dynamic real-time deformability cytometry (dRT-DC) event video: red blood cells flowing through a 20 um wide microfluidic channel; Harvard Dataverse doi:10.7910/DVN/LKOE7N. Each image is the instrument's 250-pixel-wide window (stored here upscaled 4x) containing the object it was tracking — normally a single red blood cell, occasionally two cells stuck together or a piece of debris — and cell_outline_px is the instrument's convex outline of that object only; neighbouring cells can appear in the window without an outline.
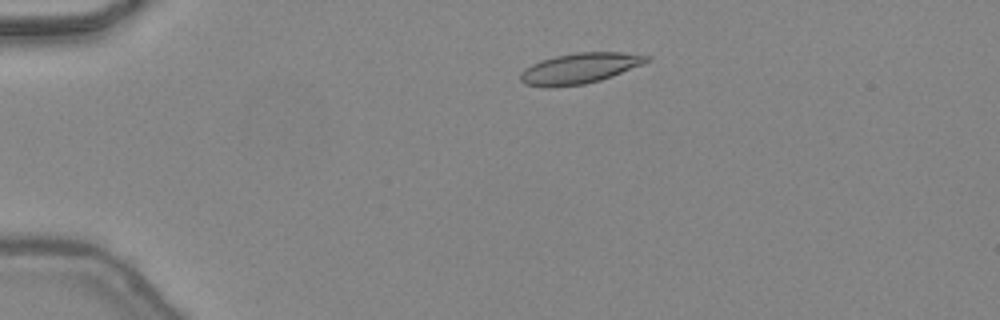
{"species": "common noctule bat (a hibernating species)", "species_latin": "Nyctalus noctula", "temperature_condition": "warm", "stored_images_in_passage": 43, "camera_frame_rate_fps": 3000, "um_per_image_px": 0.085, "animal": {"sex": "female", "body_mass_g": 24.6, "forearm_length_mm": 56.2}, "frame": {"image": 1, "passage_image": 7, "time_ms": 2.0, "image_size_px": [1000, 320], "cell_outline_px": [[652, 60], [644, 64], [612, 76], [600, 80], [584, 84], [548, 88], [544, 88], [524, 84], [520, 80], [520, 72], [524, 68], [540, 60], [556, 56], [576, 52], [624, 52], [652, 56]], "centroid_in_image_um": [49.28, 5.81], "position_along_channel_um": 35.7, "area_um2": 22.83}}
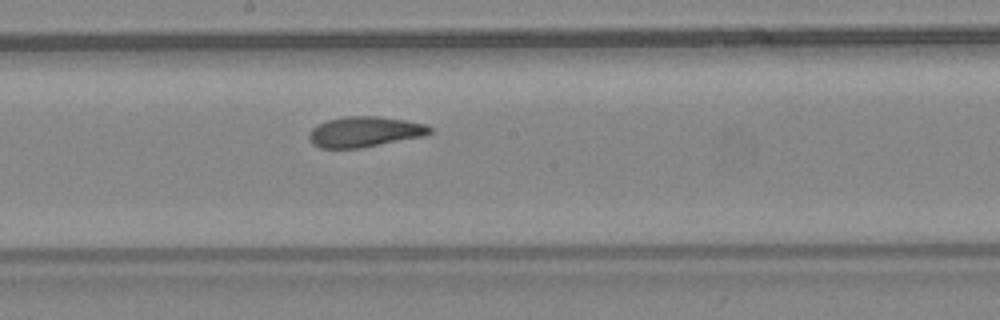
{"frame": {"image": 2, "passage_image": 23, "time_ms": 7.333, "image_size_px": [1000, 320], "cell_outline_px": [[432, 132], [424, 136], [360, 148], [320, 148], [312, 144], [308, 136], [308, 132], [312, 128], [328, 120], [344, 116], [380, 116], [428, 124], [432, 128]], "centroid_in_image_um": [31.0, 11.2], "position_along_channel_um": 217.2, "area_um2": 21.5}}
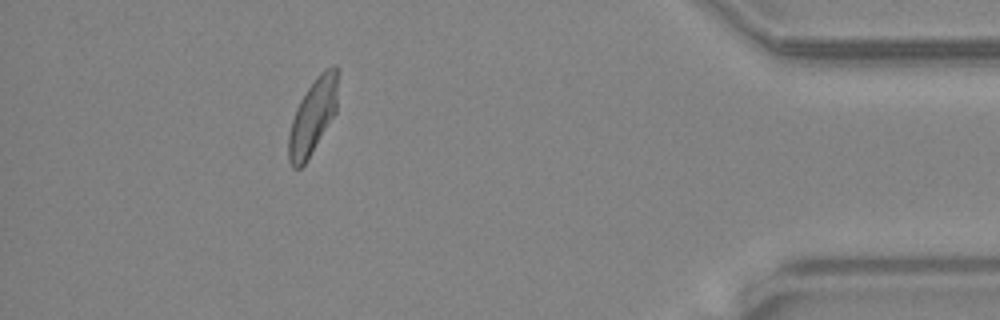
{"frame": {"image": 3, "passage_image": 39, "time_ms": 12.667, "image_size_px": [1000, 320], "cell_outline_px": [[340, 72], [336, 112], [304, 164], [300, 168], [292, 168], [288, 160], [288, 136], [292, 120], [296, 108], [300, 100], [316, 76], [324, 68], [332, 64], [336, 64], [340, 68]], "centroid_in_image_um": [26.63, 9.8], "position_along_channel_um": 408.6, "area_um2": 21.91}, "authors_computed_cell_mechanics": {"area_um2": 21.8484, "velocity_mm_per_s": 4.461, "shape_relaxation_time_tau1_ms": 11.1721, "shape_relaxation_time_tau2_ms": 1.9606, "deformation_change_tau1": 0.2703, "deformation_change_tau2": 0.0879}}